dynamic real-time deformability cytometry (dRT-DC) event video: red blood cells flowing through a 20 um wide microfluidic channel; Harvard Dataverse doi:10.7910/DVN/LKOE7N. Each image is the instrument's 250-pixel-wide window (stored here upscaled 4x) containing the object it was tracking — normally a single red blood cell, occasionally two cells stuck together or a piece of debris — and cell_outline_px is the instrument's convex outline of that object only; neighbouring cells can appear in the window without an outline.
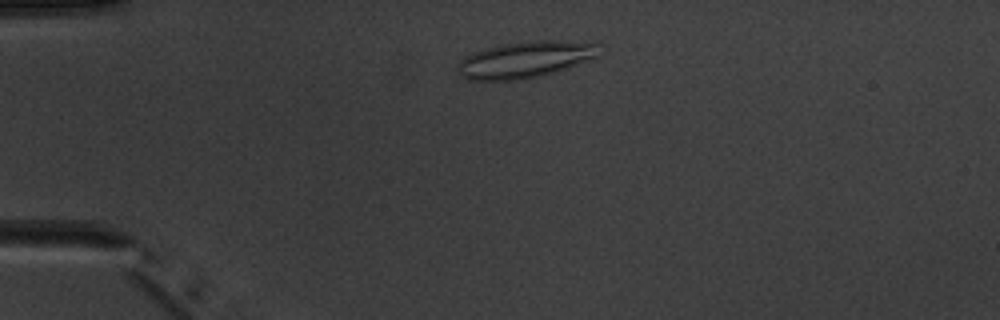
{"species": "common noctule bat (a hibernating species)", "species_latin": "Nyctalus noctula", "temperature_condition": "warm", "stored_images_in_passage": 3, "camera_frame_rate_fps": 3000, "um_per_image_px": 0.085, "animal": {"sex": "male", "body_mass_g": 20.1, "forearm_length_mm": 53.5}, "frame": {"image": 1, "passage_image": 1, "time_ms": 0.0, "image_size_px": [1000, 320], "cell_outline_px": [[604, 44], [600, 56], [540, 76], [516, 80], [468, 80], [460, 76], [456, 72], [456, 64], [464, 56], [500, 44], [532, 40], [596, 40]], "centroid_in_image_um": [44.74, 5.02], "position_along_channel_um": 40.3, "area_um2": 30.87}}
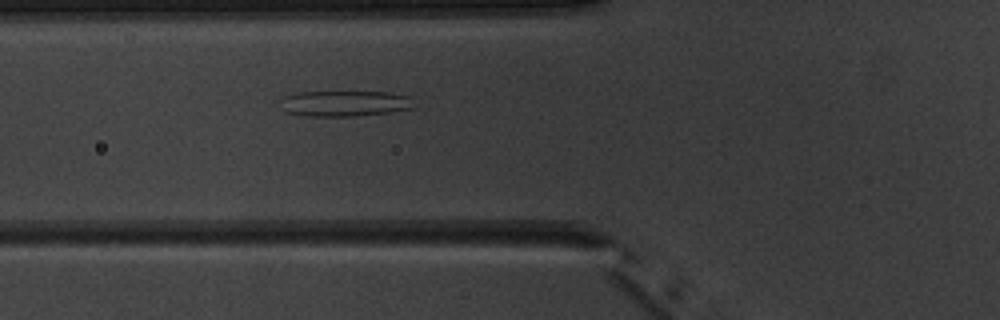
{"frame": {"image": 2, "passage_image": 3, "time_ms": 2.333, "image_size_px": [1000, 320], "cell_outline_px": [[412, 108], [392, 112], [356, 116], [304, 116], [284, 112], [276, 100], [284, 96], [296, 92], [392, 92], [412, 96]], "centroid_in_image_um": [29.23, 8.79], "position_along_channel_um": 96.6, "area_um2": 20.52}}